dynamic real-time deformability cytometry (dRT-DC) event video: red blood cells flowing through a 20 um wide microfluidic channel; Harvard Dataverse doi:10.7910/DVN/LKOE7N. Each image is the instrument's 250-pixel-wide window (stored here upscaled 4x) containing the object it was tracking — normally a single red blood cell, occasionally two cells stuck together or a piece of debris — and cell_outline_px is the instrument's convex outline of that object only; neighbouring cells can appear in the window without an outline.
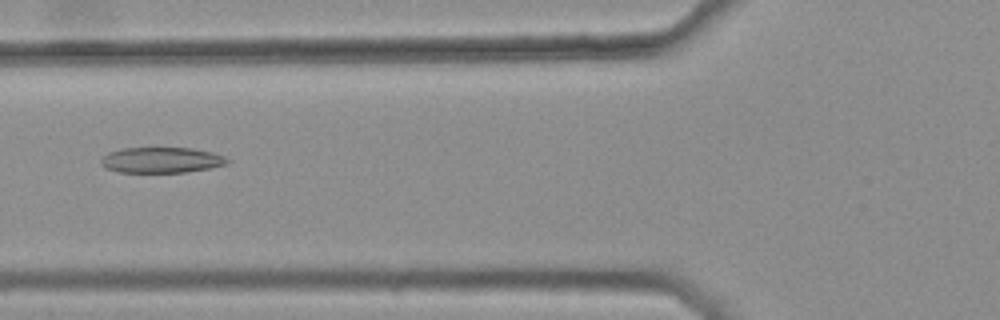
{"species": "common noctule bat (a hibernating species)", "species_latin": "Nyctalus noctula", "temperature_condition": "warm", "stored_images_in_passage": 35, "camera_frame_rate_fps": 3000, "um_per_image_px": 0.085, "animal": {"sex": "female", "body_mass_g": 25.1}, "frame": {"image": 1, "passage_image": 9, "time_ms": 2.667, "image_size_px": [1000, 320], "cell_outline_px": [[232, 160], [228, 164], [208, 168], [184, 172], [116, 172], [104, 168], [100, 164], [100, 160], [108, 152], [120, 148], [192, 148], [212, 152], [224, 156]], "centroid_in_image_um": [13.7, 13.6], "position_along_channel_um": 112.1, "area_um2": 19.02}}
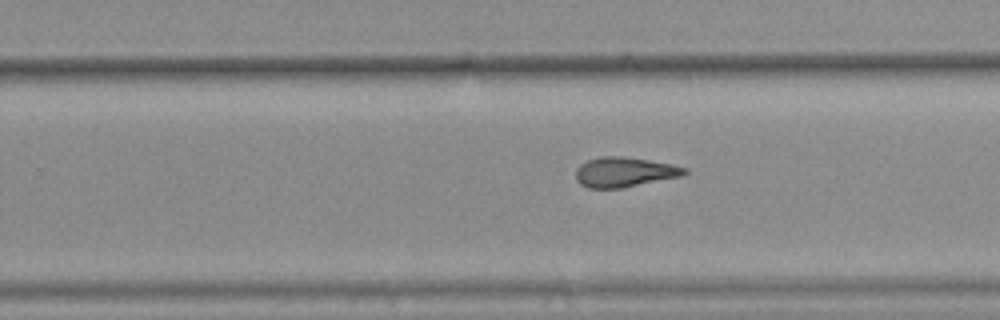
{"frame": {"image": 2, "passage_image": 22, "time_ms": 7.0, "image_size_px": [1000, 320], "cell_outline_px": [[688, 172], [684, 176], [620, 188], [588, 188], [580, 184], [576, 180], [576, 168], [580, 164], [588, 160], [600, 156], [620, 156], [648, 160], [672, 164], [688, 168]], "centroid_in_image_um": [53.09, 14.63], "position_along_channel_um": 276.7, "area_um2": 19.02}}
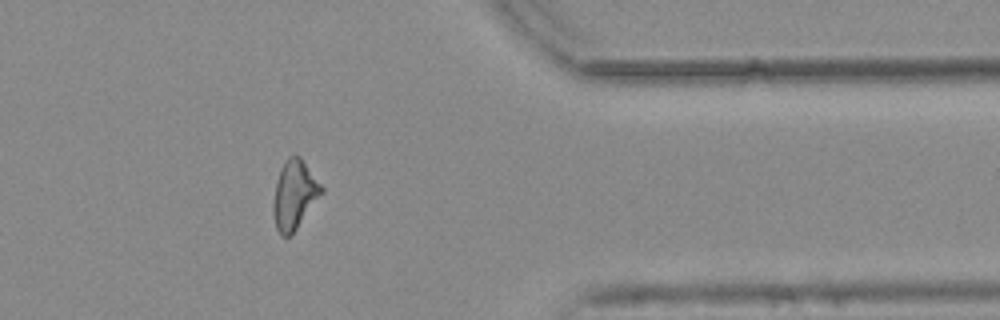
{"frame": {"image": 3, "passage_image": 32, "time_ms": 10.333, "image_size_px": [1000, 320], "cell_outline_px": [[324, 192], [296, 228], [288, 236], [280, 236], [276, 228], [272, 212], [272, 204], [276, 180], [280, 168], [284, 160], [288, 156], [300, 156], [324, 188]], "centroid_in_image_um": [25.0, 16.53], "position_along_channel_um": 386.4, "area_um2": 19.36}, "authors_computed_cell_mechanics": {"area_um2": 18.9584, "velocity_mm_per_s": 3.8036, "shape_relaxation_time_tau1_ms": null, "shape_relaxation_time_tau2_ms": 4.2803, "deformation_change_tau1": null, "deformation_change_tau2": 0.145}}